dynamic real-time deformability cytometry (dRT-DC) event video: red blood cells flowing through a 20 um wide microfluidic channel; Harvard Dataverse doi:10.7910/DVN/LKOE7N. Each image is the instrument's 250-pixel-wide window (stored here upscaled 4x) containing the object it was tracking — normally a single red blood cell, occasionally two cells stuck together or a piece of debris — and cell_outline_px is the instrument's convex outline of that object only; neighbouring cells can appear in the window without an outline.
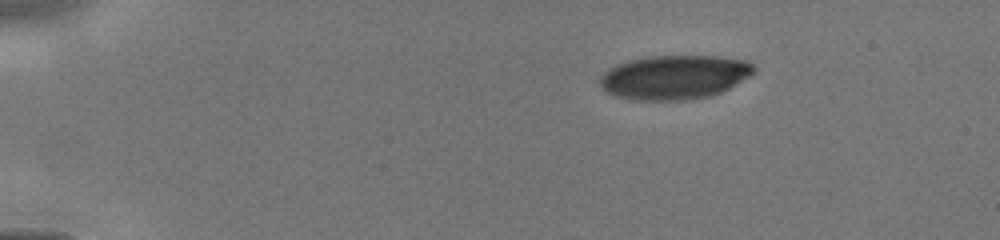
{"species": "human", "species_latin": "Homo sapiens", "temperature_condition": "cold", "stored_images_in_passage": 33, "camera_frame_rate_fps": 3000, "um_per_image_px": 0.085, "donor": {"sex": "male"}, "frame": {"image": 1, "passage_image": 1, "time_ms": 0.0, "image_size_px": [1000, 240], "cell_outline_px": [[756, 72], [728, 88], [720, 92], [708, 96], [684, 100], [632, 100], [616, 96], [608, 92], [600, 84], [600, 76], [608, 68], [616, 64], [628, 60], [648, 56], [716, 56], [748, 60], [756, 68]], "centroid_in_image_um": [57.32, 6.55], "position_along_channel_um": 27.7, "area_um2": 39.59}}
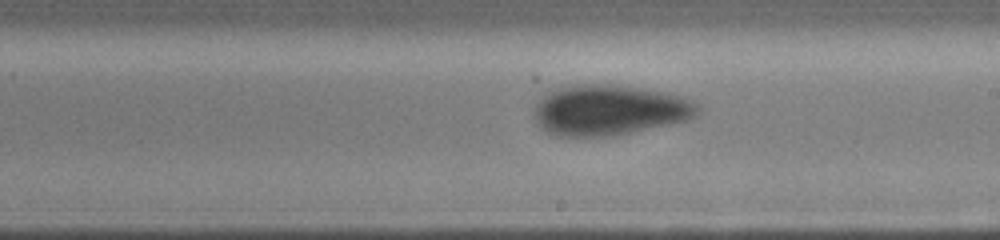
{"frame": {"image": 2, "passage_image": 18, "time_ms": 6.667, "image_size_px": [1000, 240], "cell_outline_px": [[700, 112], [696, 116], [688, 120], [628, 132], [604, 136], [556, 136], [548, 132], [536, 120], [532, 112], [536, 104], [544, 96], [556, 88], [568, 84], [612, 84], [640, 88], [664, 92], [680, 96], [692, 100], [700, 104]], "centroid_in_image_um": [51.8, 9.33], "position_along_channel_um": 237.2, "area_um2": 47.86}}
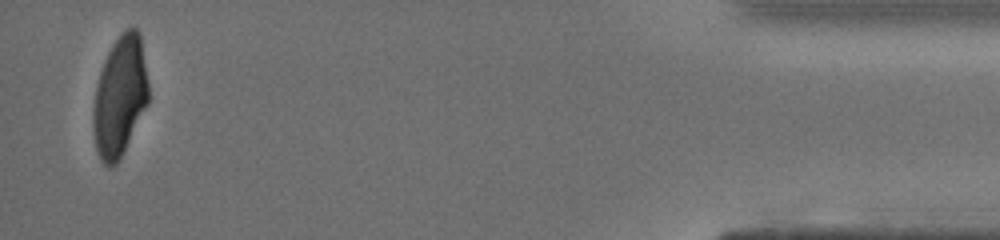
{"frame": {"image": 3, "passage_image": 32, "time_ms": 12.333, "image_size_px": [1000, 240], "cell_outline_px": [[148, 104], [120, 160], [112, 168], [108, 168], [100, 160], [96, 148], [92, 128], [92, 108], [96, 84], [104, 60], [112, 44], [120, 32], [124, 28], [136, 28], [140, 32], [148, 84]], "centroid_in_image_um": [10.17, 8.22], "position_along_channel_um": 425.0, "area_um2": 39.3}}